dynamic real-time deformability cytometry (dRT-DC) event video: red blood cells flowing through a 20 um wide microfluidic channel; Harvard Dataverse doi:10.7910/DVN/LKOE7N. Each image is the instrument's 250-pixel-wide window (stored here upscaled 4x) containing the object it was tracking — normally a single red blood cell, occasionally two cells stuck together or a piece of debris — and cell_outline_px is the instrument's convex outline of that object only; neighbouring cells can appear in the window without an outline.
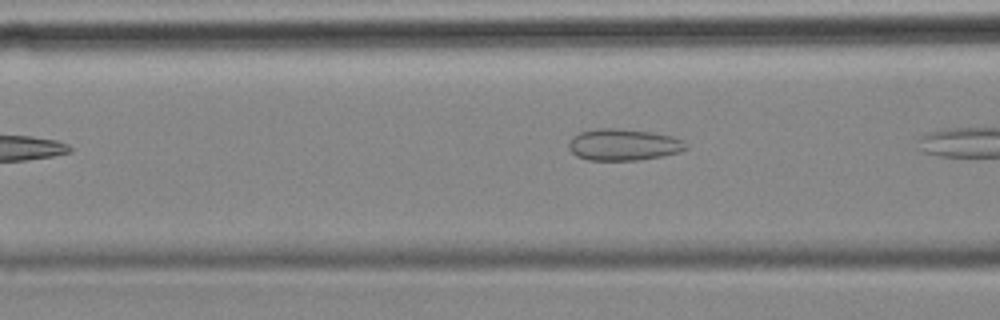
{"species": "common noctule bat (a hibernating species)", "species_latin": "Nyctalus noctula", "temperature_condition": "cold", "stored_images_in_passage": 8, "camera_frame_rate_fps": 3000, "um_per_image_px": 0.085, "animal": {"sex": "female", "body_mass_g": 18.4}, "frame": {"image": 1, "passage_image": 5, "time_ms": 1.333, "image_size_px": [1000, 320], "cell_outline_px": [[688, 148], [680, 152], [664, 156], [636, 160], [588, 160], [576, 156], [568, 148], [568, 144], [572, 136], [580, 132], [596, 128], [612, 128], [652, 132], [672, 136], [688, 144]], "centroid_in_image_um": [52.98, 12.3], "position_along_channel_um": 113.6, "area_um2": 21.68}}